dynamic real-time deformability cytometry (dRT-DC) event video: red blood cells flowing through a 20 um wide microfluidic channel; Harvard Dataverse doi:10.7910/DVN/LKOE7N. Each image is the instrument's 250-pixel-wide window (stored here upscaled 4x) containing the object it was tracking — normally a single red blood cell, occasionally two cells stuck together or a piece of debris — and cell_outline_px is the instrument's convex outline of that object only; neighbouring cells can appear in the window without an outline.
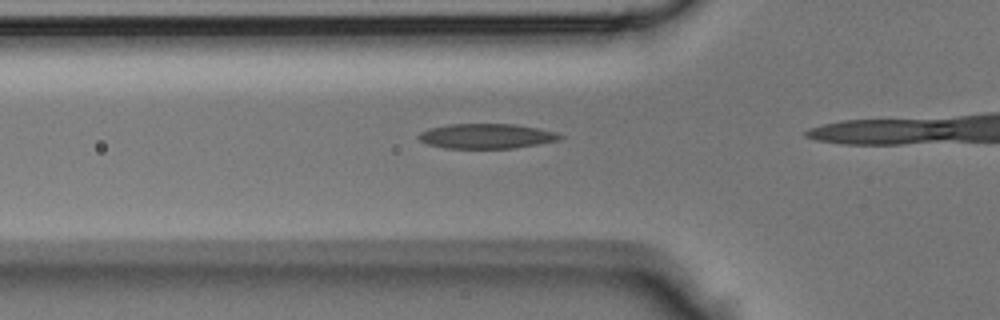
{"species": "Egyptian fruit bat (a non-hibernating species)", "species_latin": "Rousettus aegyptiacus", "temperature_condition": "room temperature", "stored_images_in_passage": 12, "camera_frame_rate_fps": 3000, "um_per_image_px": 0.085, "animal": {"sex": "male"}, "frame": {"image": 1, "passage_image": 6, "time_ms": 1.667, "image_size_px": [1000, 320], "cell_outline_px": [[564, 136], [560, 140], [516, 148], [444, 148], [428, 144], [420, 140], [416, 136], [420, 132], [428, 128], [448, 124], [516, 124], [556, 132]], "centroid_in_image_um": [41.34, 11.57], "position_along_channel_um": 84.5, "area_um2": 20.58}}
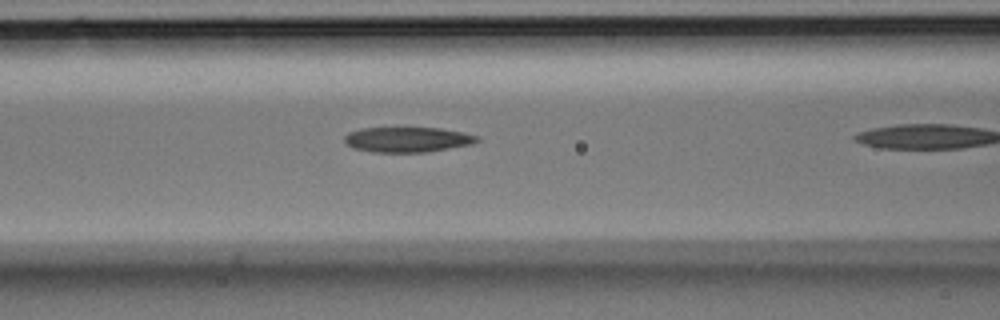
{"frame": {"image": 2, "passage_image": 9, "time_ms": 2.667, "image_size_px": [1000, 320], "cell_outline_px": [[480, 140], [472, 144], [428, 152], [372, 152], [352, 148], [344, 144], [344, 136], [348, 132], [360, 128], [440, 128], [480, 136]], "centroid_in_image_um": [34.59, 11.87], "position_along_channel_um": 132.0, "area_um2": 19.59}}